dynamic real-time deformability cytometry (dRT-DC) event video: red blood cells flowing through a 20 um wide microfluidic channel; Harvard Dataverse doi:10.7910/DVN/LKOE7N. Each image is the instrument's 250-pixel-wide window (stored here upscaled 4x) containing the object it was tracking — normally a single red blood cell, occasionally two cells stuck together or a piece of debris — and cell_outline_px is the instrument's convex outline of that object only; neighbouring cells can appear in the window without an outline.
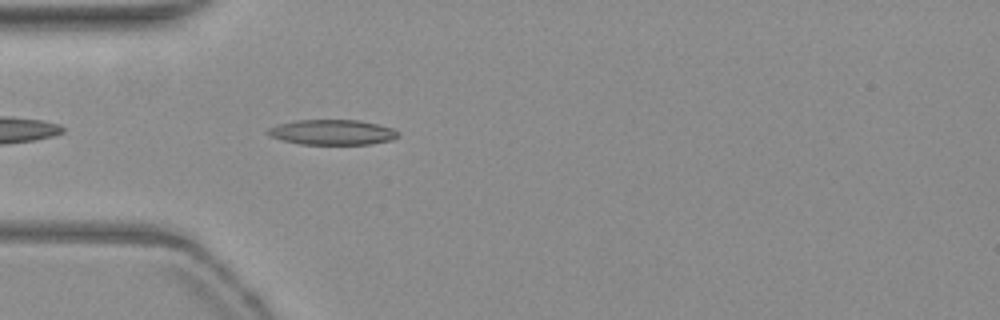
{"species": "common noctule bat (a hibernating species)", "species_latin": "Nyctalus noctula", "temperature_condition": "warm", "stored_images_in_passage": 39, "camera_frame_rate_fps": 3000, "um_per_image_px": 0.085, "animal": {"sex": "female", "body_mass_g": 19.3, "forearm_length_mm": 54.1}, "frame": {"image": 1, "passage_image": 3, "time_ms": 0.667, "image_size_px": [1000, 320], "cell_outline_px": [[400, 136], [392, 140], [372, 144], [300, 144], [284, 140], [272, 136], [264, 132], [268, 128], [276, 124], [296, 120], [360, 120], [392, 128], [400, 132]], "centroid_in_image_um": [28.26, 11.24], "position_along_channel_um": 56.7, "area_um2": 19.19}}
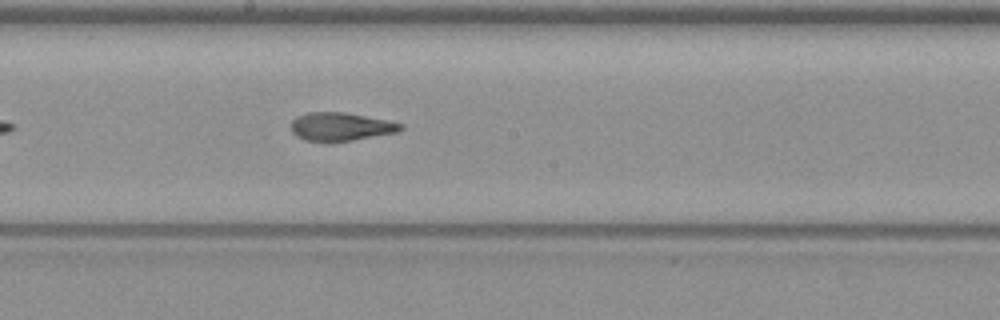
{"frame": {"image": 2, "passage_image": 16, "time_ms": 5.0, "image_size_px": [1000, 320], "cell_outline_px": [[404, 128], [396, 132], [352, 140], [304, 140], [296, 136], [292, 132], [292, 120], [296, 116], [308, 112], [344, 112], [404, 124]], "centroid_in_image_um": [28.93, 10.74], "position_along_channel_um": 219.3, "area_um2": 17.57}}
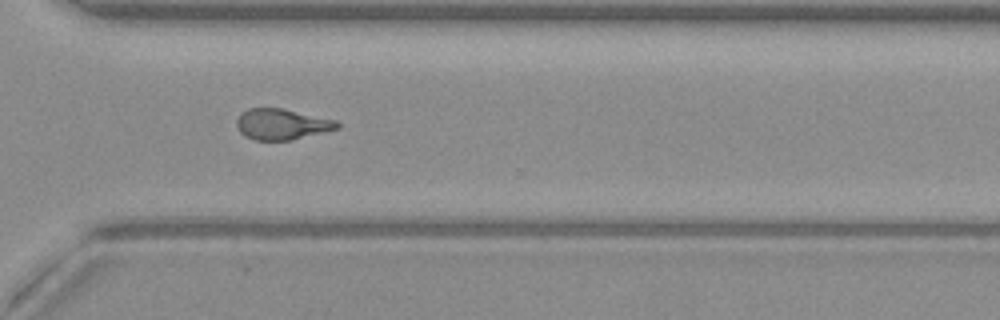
{"frame": {"image": 3, "passage_image": 26, "time_ms": 8.333, "image_size_px": [1000, 320], "cell_outline_px": [[340, 128], [292, 140], [252, 140], [244, 136], [240, 132], [236, 124], [236, 120], [240, 112], [248, 108], [280, 108], [336, 120], [340, 124]], "centroid_in_image_um": [23.92, 10.56], "position_along_channel_um": 346.7, "area_um2": 18.15}, "authors_computed_cell_mechanics": {"area_um2": 18.1492, "velocity_mm_per_s": 3.837, "shape_relaxation_time_tau1_ms": 9.6933, "shape_relaxation_time_tau2_ms": 1.9108, "deformation_change_tau1": 0.2681, "deformation_change_tau2": 0.0965}}